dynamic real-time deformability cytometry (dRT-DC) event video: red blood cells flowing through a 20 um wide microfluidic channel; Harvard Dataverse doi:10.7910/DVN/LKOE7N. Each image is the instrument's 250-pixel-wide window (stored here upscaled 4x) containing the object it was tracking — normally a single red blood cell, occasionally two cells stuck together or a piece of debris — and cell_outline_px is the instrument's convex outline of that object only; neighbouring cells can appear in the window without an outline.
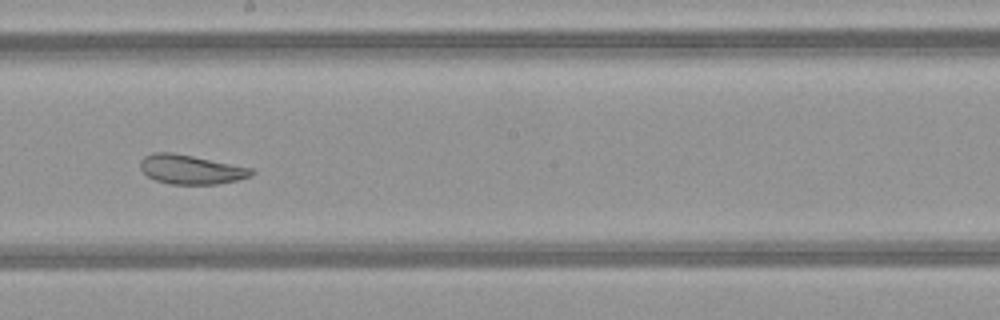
{"species": "common noctule bat (a hibernating species)", "species_latin": "Nyctalus noctula", "temperature_condition": "warm", "stored_images_in_passage": 49, "camera_frame_rate_fps": 3000, "um_per_image_px": 0.085, "animal": {"sex": "female", "body_mass_g": 21.9}, "frame": {"image": 1, "passage_image": 28, "time_ms": 9.0, "image_size_px": [1000, 320], "cell_outline_px": [[256, 172], [252, 176], [236, 180], [216, 184], [168, 184], [156, 180], [148, 176], [140, 168], [140, 160], [144, 156], [152, 152], [172, 152], [252, 168]], "centroid_in_image_um": [16.21, 14.4], "position_along_channel_um": 232.0, "area_um2": 18.9}, "authors_computed_cell_mechanics": {"area_um2": 26.4146, "velocity_mm_per_s": 4.0794, "shape_relaxation_time_tau1_ms": null, "shape_relaxation_time_tau2_ms": 1.9114, "deformation_change_tau1": null, "deformation_change_tau2": 0.0772}}